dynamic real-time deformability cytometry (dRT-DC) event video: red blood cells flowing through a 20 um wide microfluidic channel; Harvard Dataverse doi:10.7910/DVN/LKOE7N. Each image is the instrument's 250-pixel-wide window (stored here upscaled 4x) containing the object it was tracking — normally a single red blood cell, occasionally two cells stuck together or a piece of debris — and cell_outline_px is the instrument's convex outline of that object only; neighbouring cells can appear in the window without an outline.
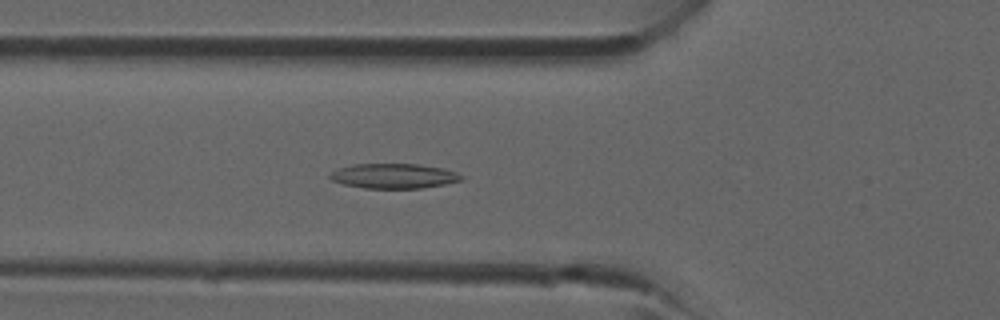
{"species": "common noctule bat (a hibernating species)", "species_latin": "Nyctalus noctula", "temperature_condition": "room temperature", "stored_images_in_passage": 42, "camera_frame_rate_fps": 3000, "um_per_image_px": 0.085, "animal": {"sex": "male", "forearm_length_mm": 52.5}, "frame": {"image": 1, "passage_image": 15, "time_ms": 4.667, "image_size_px": [1000, 320], "cell_outline_px": [[464, 180], [424, 188], [364, 188], [344, 184], [332, 180], [328, 176], [332, 172], [340, 168], [352, 164], [416, 164], [444, 168], [456, 172], [464, 176]], "centroid_in_image_um": [33.51, 14.96], "position_along_channel_um": 92.3, "area_um2": 19.02}}
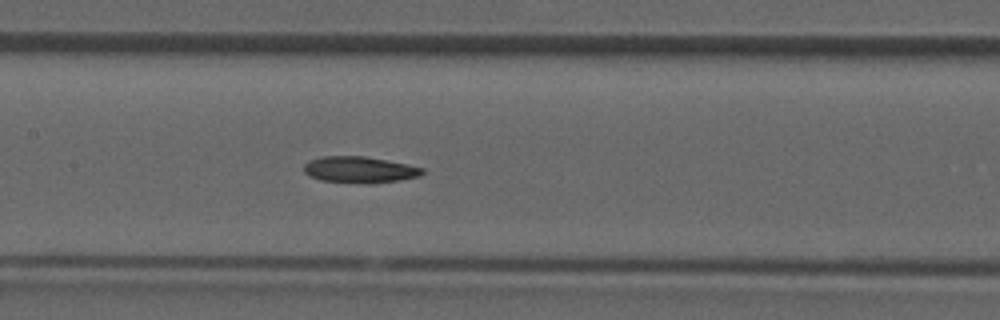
{"frame": {"image": 2, "passage_image": 20, "time_ms": 6.333, "image_size_px": [1000, 320], "cell_outline_px": [[424, 172], [420, 176], [400, 180], [372, 184], [364, 184], [320, 180], [304, 172], [304, 164], [312, 160], [324, 156], [364, 156], [408, 164], [424, 168]], "centroid_in_image_um": [30.61, 14.43], "position_along_channel_um": 176.8, "area_um2": 18.21}}
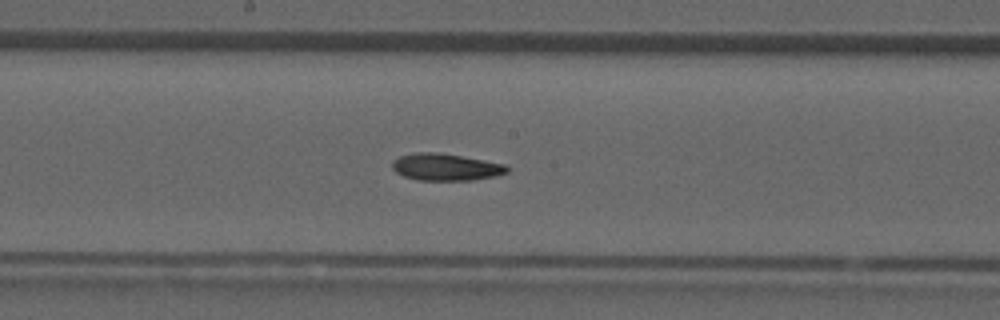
{"frame": {"image": 3, "passage_image": 22, "time_ms": 7.0, "image_size_px": [1000, 320], "cell_outline_px": [[508, 172], [496, 176], [472, 180], [416, 180], [404, 176], [396, 172], [392, 168], [392, 160], [400, 156], [416, 152], [440, 152], [484, 160], [504, 164], [508, 168]], "centroid_in_image_um": [37.86, 14.2], "position_along_channel_um": 210.3, "area_um2": 18.09}}